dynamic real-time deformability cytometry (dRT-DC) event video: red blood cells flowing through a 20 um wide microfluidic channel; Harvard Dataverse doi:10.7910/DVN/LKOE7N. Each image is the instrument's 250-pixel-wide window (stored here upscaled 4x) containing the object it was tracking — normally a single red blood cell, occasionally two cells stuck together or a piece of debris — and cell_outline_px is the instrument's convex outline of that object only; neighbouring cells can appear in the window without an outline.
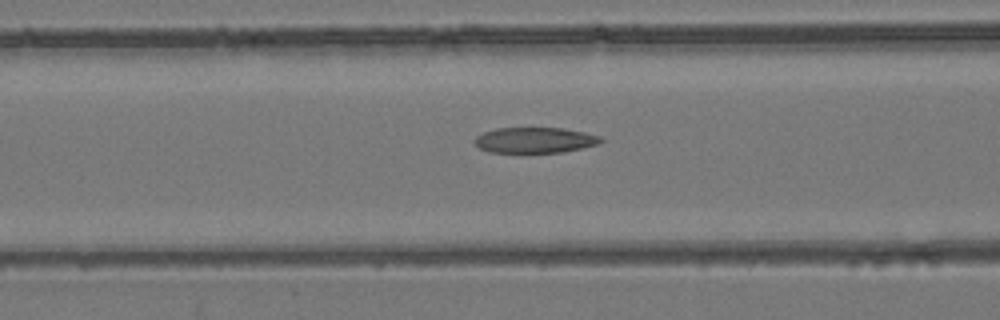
{"species": "common noctule bat (a hibernating species)", "species_latin": "Nyctalus noctula", "temperature_condition": "room temperature", "stored_images_in_passage": 55, "camera_frame_rate_fps": 3000, "um_per_image_px": 0.085, "animal": {"sex": "female", "body_mass_g": 24.6, "forearm_length_mm": 56.2}, "frame": {"image": 1, "passage_image": 23, "time_ms": 7.333, "image_size_px": [1000, 320], "cell_outline_px": [[604, 140], [600, 144], [564, 152], [520, 156], [488, 152], [480, 148], [472, 140], [476, 136], [484, 132], [496, 128], [564, 128], [584, 132], [600, 136]], "centroid_in_image_um": [45.43, 11.97], "position_along_channel_um": 121.2, "area_um2": 20.0}}
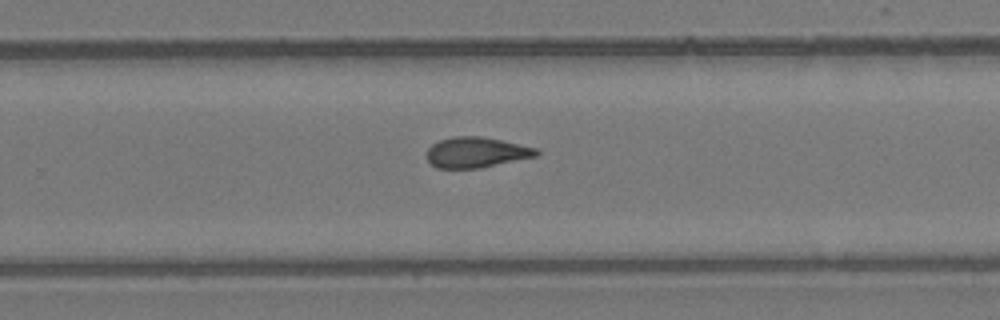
{"frame": {"image": 2, "passage_image": 36, "time_ms": 11.667, "image_size_px": [1000, 320], "cell_outline_px": [[540, 152], [536, 156], [480, 168], [436, 168], [428, 160], [428, 148], [432, 144], [440, 140], [452, 136], [480, 136], [500, 140], [536, 148]], "centroid_in_image_um": [40.47, 12.95], "position_along_channel_um": 289.3, "area_um2": 19.25}}
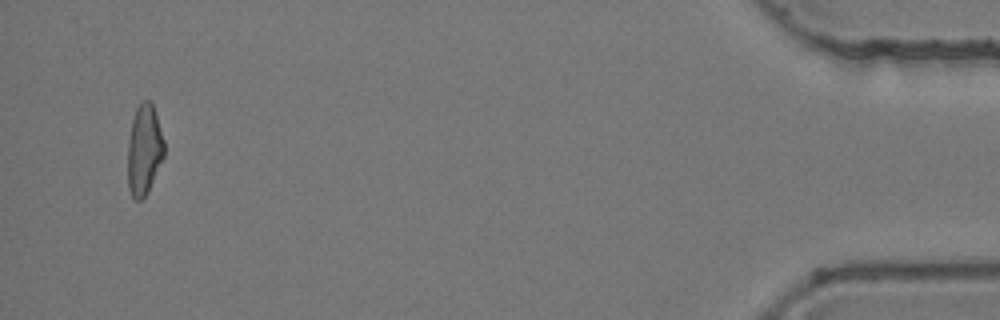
{"frame": {"image": 3, "passage_image": 53, "time_ms": 17.333, "image_size_px": [1000, 320], "cell_outline_px": [[164, 156], [148, 192], [140, 200], [136, 200], [132, 196], [128, 188], [128, 144], [132, 120], [136, 108], [144, 100], [152, 100], [164, 140]], "centroid_in_image_um": [12.26, 12.72], "position_along_channel_um": 422.9, "area_um2": 19.19}, "authors_computed_cell_mechanics": {"area_um2": 19.9988, "velocity_mm_per_s": 3.8939, "shape_relaxation_time_tau1_ms": null, "shape_relaxation_time_tau2_ms": 5.217, "deformation_change_tau1": null, "deformation_change_tau2": 0.1444}}